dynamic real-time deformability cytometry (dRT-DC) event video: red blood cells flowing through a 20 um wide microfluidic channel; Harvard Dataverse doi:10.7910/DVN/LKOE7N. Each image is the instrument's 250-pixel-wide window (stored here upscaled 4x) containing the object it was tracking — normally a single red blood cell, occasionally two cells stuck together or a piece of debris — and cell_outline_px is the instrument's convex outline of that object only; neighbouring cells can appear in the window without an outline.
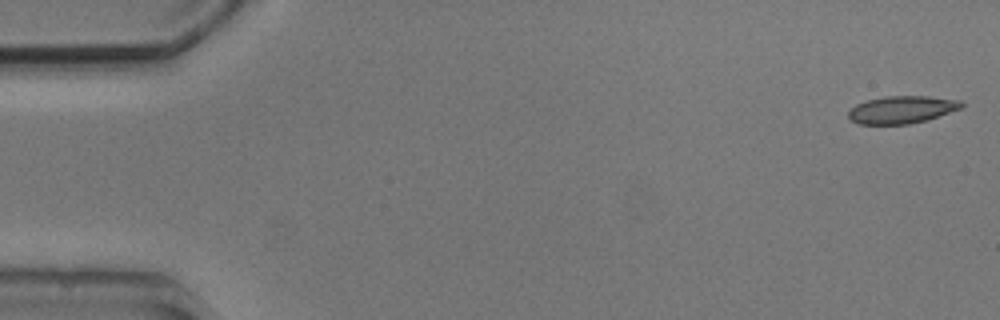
{"species": "common noctule bat (a hibernating species)", "species_latin": "Nyctalus noctula", "temperature_condition": "cold", "stored_images_in_passage": 5, "camera_frame_rate_fps": 3000, "um_per_image_px": 0.085, "animal": {"sex": "male", "body_mass_g": 20.5, "forearm_length_mm": 52.5}, "frame": {"image": 1, "passage_image": 1, "time_ms": 0.0, "image_size_px": [1000, 320], "cell_outline_px": [[964, 104], [960, 108], [928, 120], [908, 124], [860, 124], [852, 120], [848, 116], [848, 112], [856, 104], [868, 100], [884, 96], [928, 96], [960, 100]], "centroid_in_image_um": [76.66, 9.32], "position_along_channel_um": 8.3, "area_um2": 17.98}}
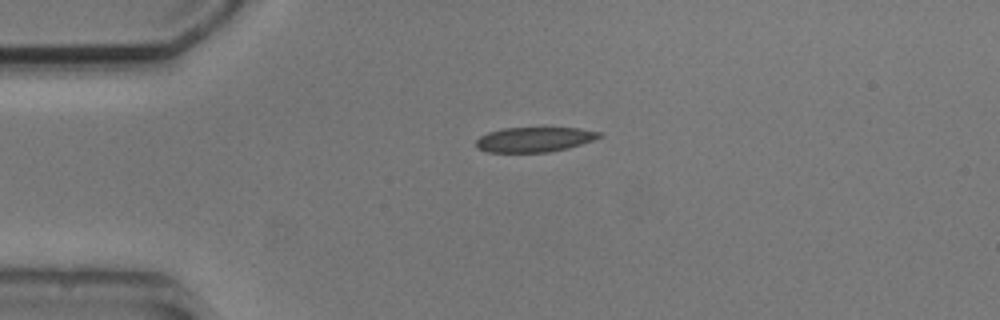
{"frame": {"image": 2, "passage_image": 4, "time_ms": 3.667, "image_size_px": [1000, 320], "cell_outline_px": [[604, 136], [568, 148], [548, 152], [488, 152], [476, 148], [476, 140], [480, 136], [488, 132], [504, 128], [580, 128], [604, 132]], "centroid_in_image_um": [45.45, 11.85], "position_along_channel_um": 39.6, "area_um2": 17.92}}